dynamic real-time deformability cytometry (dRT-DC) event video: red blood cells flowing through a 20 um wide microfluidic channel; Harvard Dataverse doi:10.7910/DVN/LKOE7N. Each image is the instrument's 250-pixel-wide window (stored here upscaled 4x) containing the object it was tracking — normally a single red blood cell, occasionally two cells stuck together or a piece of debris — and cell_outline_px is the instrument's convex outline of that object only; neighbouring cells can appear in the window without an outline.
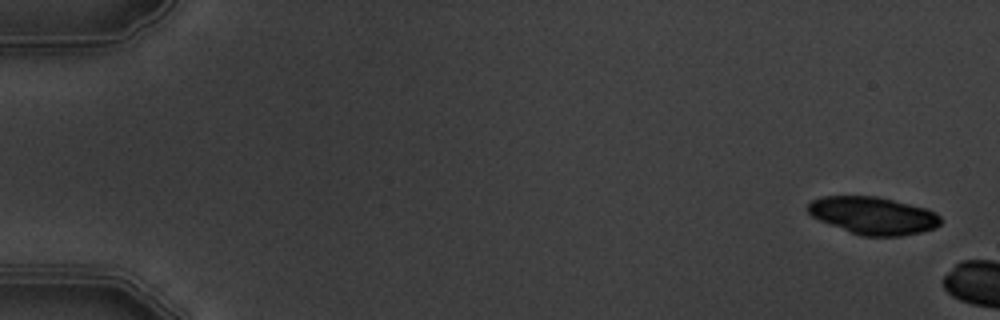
{"species": "common noctule bat (a hibernating species)", "species_latin": "Nyctalus noctula", "temperature_condition": "warm", "stored_images_in_passage": 2, "camera_frame_rate_fps": 3000, "um_per_image_px": 0.085, "animal": {"sex": "male", "body_mass_g": 19.5, "forearm_length_mm": 54.6}, "frame": {"image": 1, "passage_image": 1, "time_ms": 0.0, "image_size_px": [1000, 320], "cell_outline_px": [[940, 224], [936, 228], [920, 232], [900, 236], [864, 236], [852, 232], [820, 220], [812, 216], [808, 212], [808, 204], [812, 200], [820, 196], [876, 196], [928, 208], [936, 212], [940, 216]], "centroid_in_image_um": [74.25, 18.31], "position_along_channel_um": 10.7, "area_um2": 28.84}}